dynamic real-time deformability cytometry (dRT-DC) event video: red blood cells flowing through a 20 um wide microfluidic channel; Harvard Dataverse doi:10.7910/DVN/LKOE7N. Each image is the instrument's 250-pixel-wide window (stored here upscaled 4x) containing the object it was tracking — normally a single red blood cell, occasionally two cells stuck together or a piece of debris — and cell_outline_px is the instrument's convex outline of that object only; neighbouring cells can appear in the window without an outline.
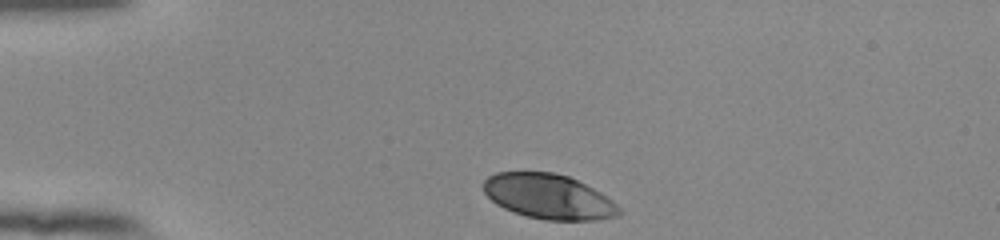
{"species": "human", "species_latin": "Homo sapiens", "temperature_condition": "room temperature", "stored_images_in_passage": 33, "camera_frame_rate_fps": 3000, "um_per_image_px": 0.085, "donor": {"sex": "female"}, "frame": {"image": 1, "passage_image": 1, "time_ms": 0.0, "image_size_px": [1000, 240], "cell_outline_px": [[620, 212], [616, 216], [596, 220], [544, 220], [512, 212], [496, 204], [484, 192], [480, 184], [488, 176], [496, 172], [552, 172], [568, 176], [600, 192], [612, 200], [620, 208]], "centroid_in_image_um": [46.58, 16.7], "position_along_channel_um": 38.4, "area_um2": 35.43}}
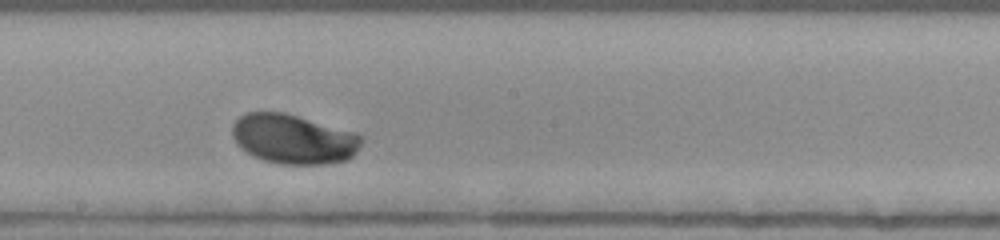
{"frame": {"image": 2, "passage_image": 19, "time_ms": 6.0, "image_size_px": [1000, 240], "cell_outline_px": [[364, 140], [356, 152], [348, 160], [324, 164], [280, 164], [264, 160], [252, 156], [240, 148], [236, 144], [232, 136], [232, 124], [240, 116], [248, 112], [284, 112], [356, 132], [364, 136]], "centroid_in_image_um": [24.95, 11.82], "position_along_channel_um": 223.2, "area_um2": 37.69}}
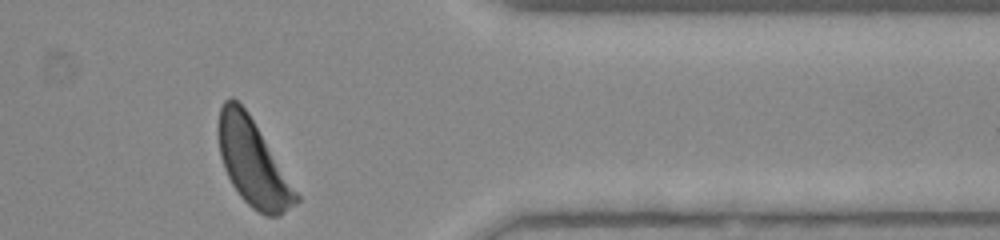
{"frame": {"image": 3, "passage_image": 33, "time_ms": 10.667, "image_size_px": [1000, 240], "cell_outline_px": [[300, 200], [280, 216], [268, 216], [252, 208], [240, 196], [232, 184], [224, 168], [220, 156], [216, 132], [220, 108], [224, 100], [232, 96], [248, 112], [300, 196]], "centroid_in_image_um": [21.46, 13.81], "position_along_channel_um": 389.9, "area_um2": 38.78}, "authors_computed_cell_mechanics": {"area_um2": 36.992, "velocity_mm_per_s": 3.869, "shape_relaxation_time_tau1_ms": 1.6723, "shape_relaxation_time_tau2_ms": null, "deformation_change_tau1": 0.1388, "deformation_change_tau2": null}}